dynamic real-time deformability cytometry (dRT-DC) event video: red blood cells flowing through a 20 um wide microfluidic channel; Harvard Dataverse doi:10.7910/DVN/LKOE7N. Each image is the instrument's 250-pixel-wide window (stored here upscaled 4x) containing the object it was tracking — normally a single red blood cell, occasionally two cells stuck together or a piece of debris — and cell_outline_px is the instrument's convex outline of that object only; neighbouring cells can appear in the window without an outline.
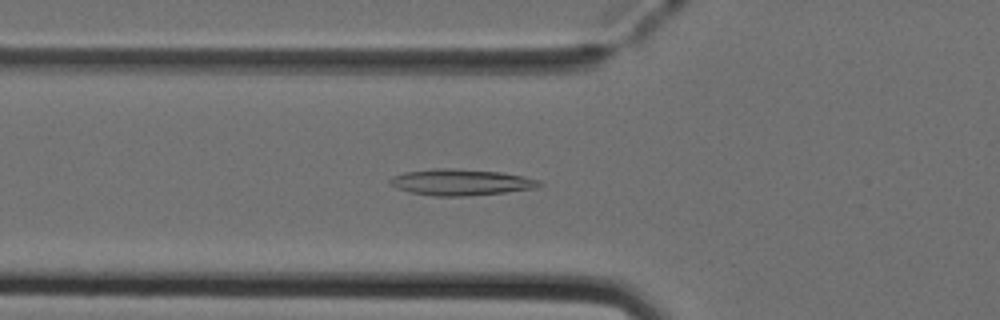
{"species": "Egyptian fruit bat (a non-hibernating species)", "species_latin": "Rousettus aegyptiacus", "temperature_condition": "cold", "stored_images_in_passage": 31, "camera_frame_rate_fps": 3000, "um_per_image_px": 0.085, "animal": {"sex": "female"}, "frame": {"image": 1, "passage_image": 2, "time_ms": 0.333, "image_size_px": [1000, 320], "cell_outline_px": [[544, 184], [536, 188], [504, 192], [464, 196], [432, 196], [412, 192], [396, 188], [388, 184], [388, 180], [392, 176], [404, 172], [436, 168], [448, 168], [500, 172], [524, 176], [540, 180]], "centroid_in_image_um": [39.15, 15.49], "position_along_channel_um": 86.6, "area_um2": 22.83}}
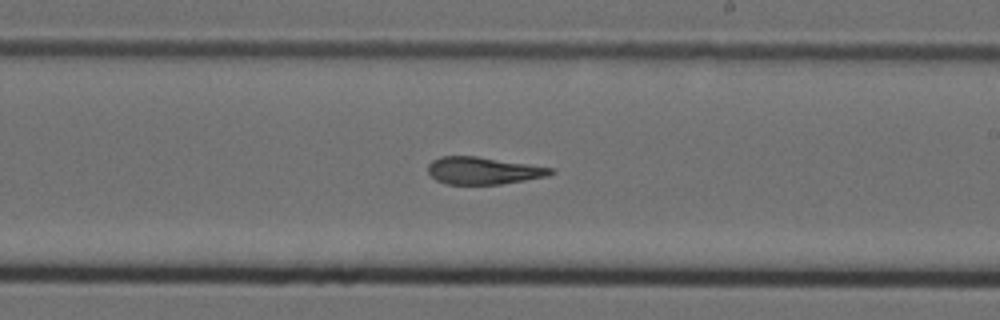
{"frame": {"image": 2, "passage_image": 14, "time_ms": 4.333, "image_size_px": [1000, 320], "cell_outline_px": [[556, 172], [548, 176], [500, 184], [444, 184], [436, 180], [428, 172], [428, 164], [432, 160], [440, 156], [476, 156], [528, 164], [552, 168]], "centroid_in_image_um": [41.05, 14.5], "position_along_channel_um": 248.0, "area_um2": 19.42}}
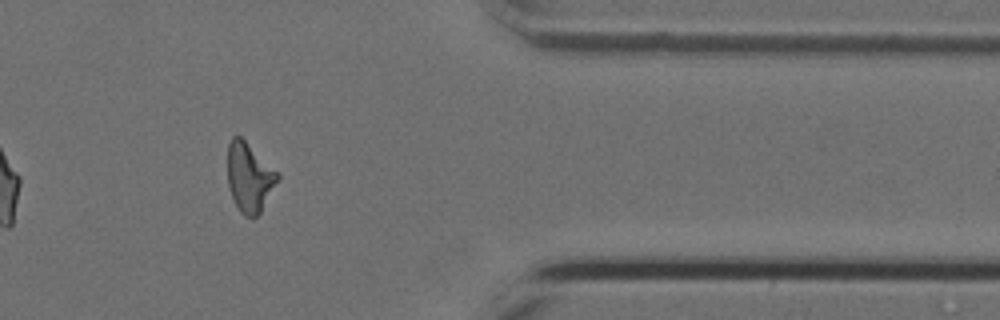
{"frame": {"image": 3, "passage_image": 26, "time_ms": 8.333, "image_size_px": [1000, 320], "cell_outline_px": [[280, 176], [260, 212], [252, 220], [244, 216], [240, 212], [232, 196], [228, 184], [228, 144], [232, 136], [240, 136], [280, 172]], "centroid_in_image_um": [21.2, 15.07], "position_along_channel_um": 390.2, "area_um2": 20.17}}